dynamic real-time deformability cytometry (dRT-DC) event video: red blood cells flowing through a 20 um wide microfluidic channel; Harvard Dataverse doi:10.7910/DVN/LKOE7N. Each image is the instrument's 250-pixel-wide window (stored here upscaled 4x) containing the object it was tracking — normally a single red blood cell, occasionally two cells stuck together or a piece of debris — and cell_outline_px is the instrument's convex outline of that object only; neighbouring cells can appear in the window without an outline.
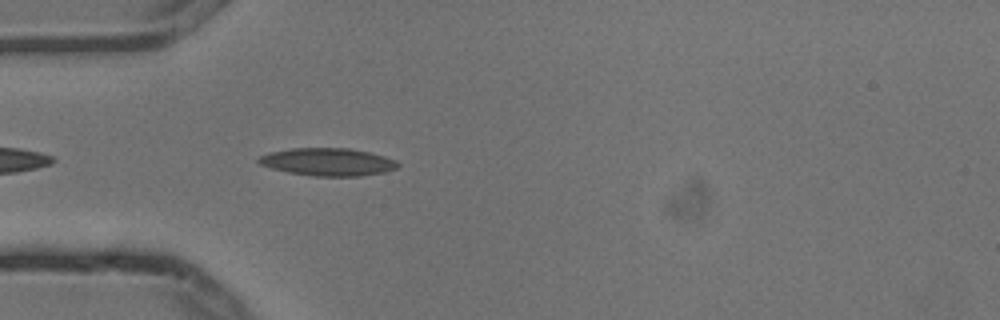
{"species": "common noctule bat (a hibernating species)", "species_latin": "Nyctalus noctula", "temperature_condition": "cold", "stored_images_in_passage": 5, "camera_frame_rate_fps": 3000, "um_per_image_px": 0.085, "animal": {"sex": "male", "body_mass_g": 13.3}, "frame": {"image": 1, "passage_image": 5, "time_ms": 1.333, "image_size_px": [1000, 320], "cell_outline_px": [[400, 164], [396, 168], [384, 172], [360, 176], [312, 176], [288, 172], [272, 168], [260, 164], [256, 160], [260, 156], [272, 152], [292, 148], [348, 148], [368, 152], [384, 156], [396, 160]], "centroid_in_image_um": [27.88, 13.76], "position_along_channel_um": 57.1, "area_um2": 22.31}}